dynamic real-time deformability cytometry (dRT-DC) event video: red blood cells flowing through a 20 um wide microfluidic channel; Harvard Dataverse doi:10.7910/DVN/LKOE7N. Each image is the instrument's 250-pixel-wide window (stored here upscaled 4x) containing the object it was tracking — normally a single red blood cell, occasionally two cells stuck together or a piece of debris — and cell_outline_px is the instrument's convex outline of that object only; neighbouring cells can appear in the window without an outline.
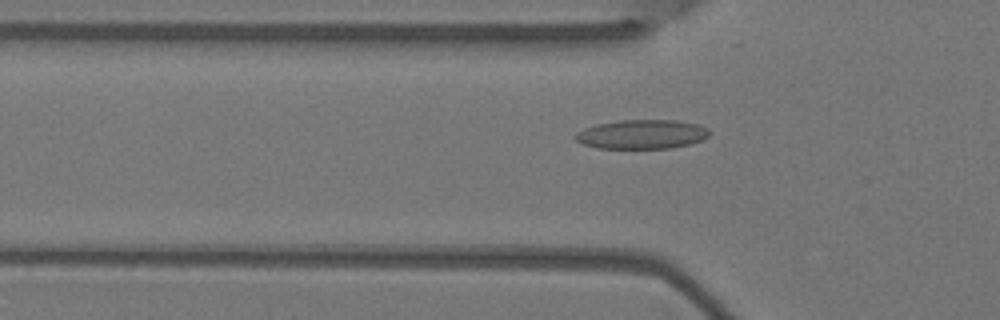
{"species": "Egyptian fruit bat (a non-hibernating species)", "species_latin": "Rousettus aegyptiacus", "temperature_condition": "warm", "stored_images_in_passage": 4, "camera_frame_rate_fps": 3000, "um_per_image_px": 0.085, "animal": {"sex": "female"}, "frame": {"image": 1, "passage_image": 4, "time_ms": 1.0, "image_size_px": [1000, 320], "cell_outline_px": [[708, 136], [700, 140], [688, 144], [672, 148], [596, 148], [584, 144], [576, 140], [576, 132], [584, 128], [596, 124], [620, 120], [676, 120], [700, 124], [708, 128]], "centroid_in_image_um": [54.55, 11.4], "position_along_channel_um": 71.2, "area_um2": 22.72}}